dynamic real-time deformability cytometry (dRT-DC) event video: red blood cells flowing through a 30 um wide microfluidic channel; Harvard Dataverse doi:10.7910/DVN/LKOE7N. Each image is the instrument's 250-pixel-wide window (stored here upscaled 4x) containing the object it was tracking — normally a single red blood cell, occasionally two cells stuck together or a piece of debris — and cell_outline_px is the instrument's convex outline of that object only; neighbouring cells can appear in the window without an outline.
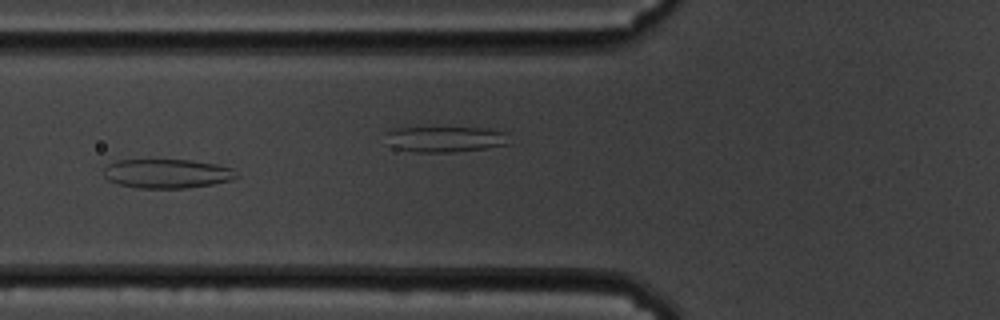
{"species": "common noctule bat (a hibernating species)", "species_latin": "Nyctalus noctula", "temperature_condition": "cold", "stored_images_in_passage": 36, "camera_frame_rate_fps": 3000, "um_per_image_px": 0.085, "animal": {"sex": "male", "body_mass_g": 19.5, "forearm_length_mm": 54.6}, "frame": {"image": 1, "passage_image": 6, "time_ms": 1.667, "image_size_px": [1000, 320], "cell_outline_px": [[240, 176], [232, 180], [212, 184], [184, 188], [136, 188], [116, 184], [108, 180], [104, 176], [104, 168], [108, 164], [116, 160], [192, 160], [216, 164], [232, 168]], "centroid_in_image_um": [14.19, 14.76], "position_along_channel_um": 111.6, "area_um2": 22.72}, "authors_computed_cell_mechanics": {"area_um2": 22.9466, "velocity_mm_per_s": 3.4692, "shape_relaxation_time_tau1_ms": null, "shape_relaxation_time_tau2_ms": 2.3618, "deformation_change_tau1": null, "deformation_change_tau2": 0.0983}}